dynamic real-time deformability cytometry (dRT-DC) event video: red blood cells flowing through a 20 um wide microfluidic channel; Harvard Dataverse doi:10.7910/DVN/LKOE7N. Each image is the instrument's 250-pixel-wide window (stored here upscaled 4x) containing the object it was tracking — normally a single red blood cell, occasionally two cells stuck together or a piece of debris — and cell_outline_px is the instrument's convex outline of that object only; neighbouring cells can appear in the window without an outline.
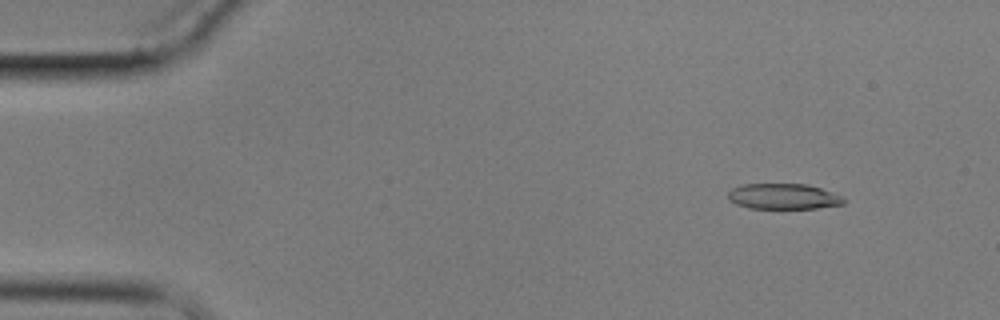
{"species": "common noctule bat (a hibernating species)", "species_latin": "Nyctalus noctula", "temperature_condition": "cold", "stored_images_in_passage": 4, "camera_frame_rate_fps": 3000, "um_per_image_px": 0.085, "animal": {"sex": "male", "body_mass_g": 17.9}, "frame": {"image": 1, "passage_image": 2, "time_ms": 1.333, "image_size_px": [1000, 320], "cell_outline_px": [[848, 200], [844, 204], [816, 208], [748, 208], [736, 204], [728, 200], [728, 192], [732, 188], [744, 184], [808, 184], [832, 192]], "centroid_in_image_um": [66.59, 16.69], "position_along_channel_um": 18.4, "area_um2": 17.28}}
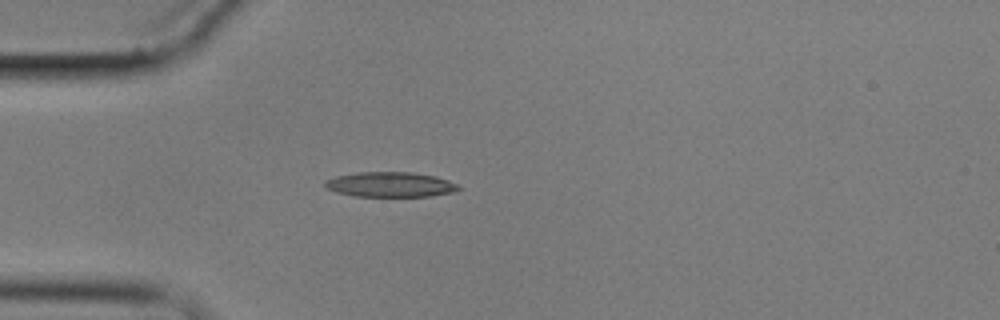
{"frame": {"image": 2, "passage_image": 4, "time_ms": 4.667, "image_size_px": [1000, 320], "cell_outline_px": [[460, 188], [456, 192], [428, 196], [352, 196], [336, 192], [328, 188], [324, 184], [324, 180], [336, 176], [360, 172], [412, 172], [436, 176], [460, 184]], "centroid_in_image_um": [33.21, 15.68], "position_along_channel_um": 51.8, "area_um2": 19.54}}